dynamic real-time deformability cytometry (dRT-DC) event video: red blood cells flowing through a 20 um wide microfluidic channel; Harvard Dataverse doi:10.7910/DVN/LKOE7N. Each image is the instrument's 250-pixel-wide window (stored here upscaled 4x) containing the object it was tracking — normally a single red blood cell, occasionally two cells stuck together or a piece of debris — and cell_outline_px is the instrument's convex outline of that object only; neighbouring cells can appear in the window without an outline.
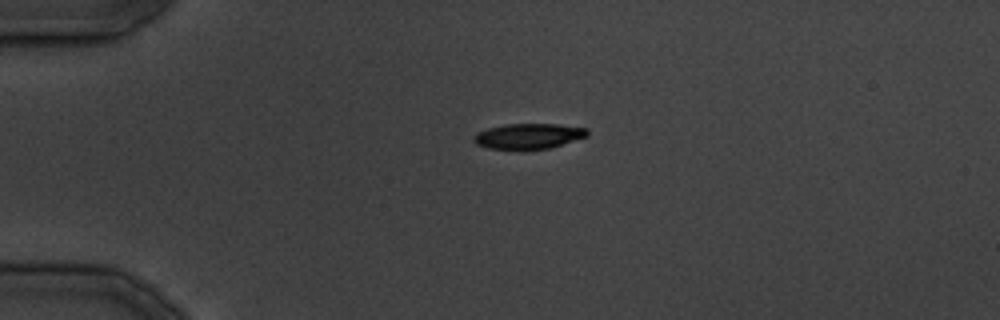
{"species": "common noctule bat (a hibernating species)", "species_latin": "Nyctalus noctula", "temperature_condition": "cold", "stored_images_in_passage": 19, "camera_frame_rate_fps": 3000, "um_per_image_px": 0.085, "animal": {"sex": "male", "body_mass_g": 19.5, "forearm_length_mm": 54.6}, "frame": {"image": 1, "passage_image": 1, "time_ms": 0.0, "image_size_px": [1000, 320], "cell_outline_px": [[588, 136], [552, 148], [524, 152], [488, 148], [476, 144], [472, 140], [476, 132], [488, 128], [504, 124], [560, 124], [588, 128]], "centroid_in_image_um": [44.92, 11.61], "position_along_channel_um": 40.1, "area_um2": 17.63}}
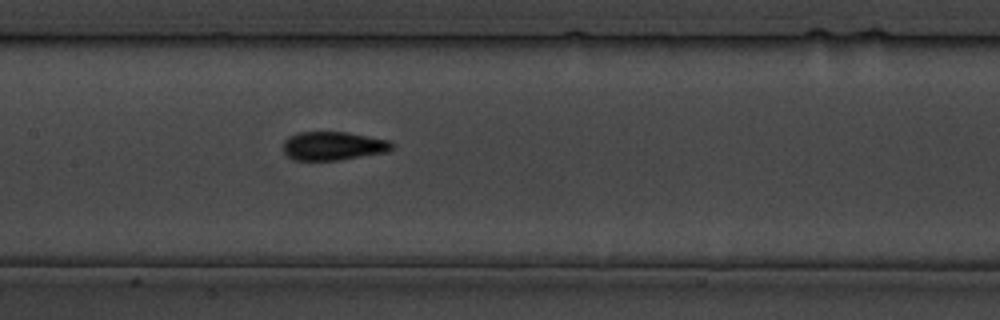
{"frame": {"image": 2, "passage_image": 10, "time_ms": 11.333, "image_size_px": [1000, 320], "cell_outline_px": [[396, 148], [388, 152], [340, 160], [292, 160], [284, 152], [284, 140], [288, 136], [300, 132], [348, 132], [388, 140], [396, 144]], "centroid_in_image_um": [28.37, 12.4], "position_along_channel_um": 179.0, "area_um2": 18.38}}
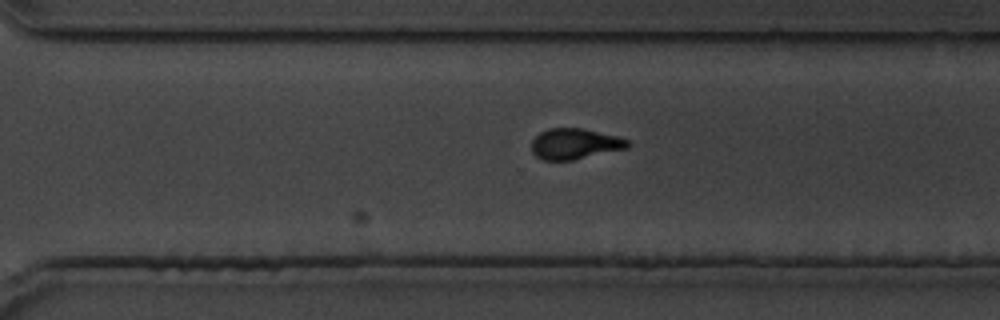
{"frame": {"image": 3, "passage_image": 18, "time_ms": 20.667, "image_size_px": [1000, 320], "cell_outline_px": [[632, 144], [628, 148], [572, 160], [544, 160], [536, 156], [532, 152], [532, 140], [540, 132], [548, 128], [580, 128], [616, 136], [628, 140]], "centroid_in_image_um": [48.86, 12.23], "position_along_channel_um": 321.7, "area_um2": 17.11}}